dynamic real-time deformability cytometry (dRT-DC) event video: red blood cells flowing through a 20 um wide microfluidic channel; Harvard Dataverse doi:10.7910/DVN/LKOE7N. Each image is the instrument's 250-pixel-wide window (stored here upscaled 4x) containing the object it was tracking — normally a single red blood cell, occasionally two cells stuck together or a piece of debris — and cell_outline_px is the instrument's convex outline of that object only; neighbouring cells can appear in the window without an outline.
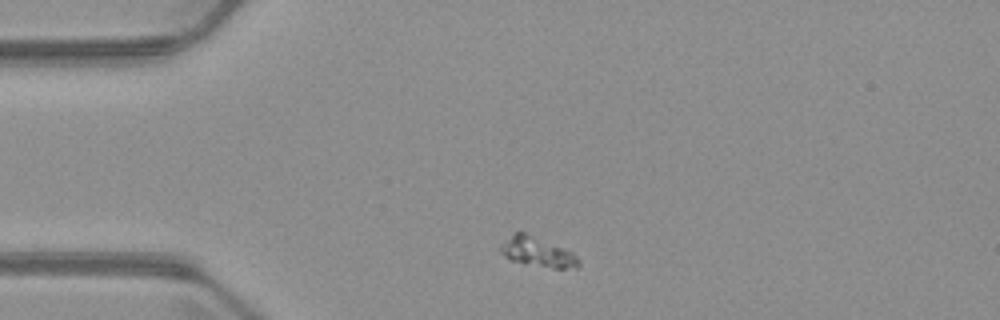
{"species": "common noctule bat (a hibernating species)", "species_latin": "Nyctalus noctula", "temperature_condition": "warm", "stored_images_in_passage": 3, "camera_frame_rate_fps": 3000, "um_per_image_px": 0.085, "animal": {"sex": "male", "body_mass_g": 23.1, "forearm_length_mm": 52.7}, "frame": {"image": 1, "passage_image": 1, "time_ms": 0.0, "image_size_px": [1000, 320], "cell_outline_px": [[580, 268], [552, 268], [524, 264], [512, 260], [500, 252], [500, 244], [512, 232], [524, 232], [572, 252], [580, 260]], "centroid_in_image_um": [45.67, 21.43], "position_along_channel_um": 39.3, "area_um2": 13.47}}